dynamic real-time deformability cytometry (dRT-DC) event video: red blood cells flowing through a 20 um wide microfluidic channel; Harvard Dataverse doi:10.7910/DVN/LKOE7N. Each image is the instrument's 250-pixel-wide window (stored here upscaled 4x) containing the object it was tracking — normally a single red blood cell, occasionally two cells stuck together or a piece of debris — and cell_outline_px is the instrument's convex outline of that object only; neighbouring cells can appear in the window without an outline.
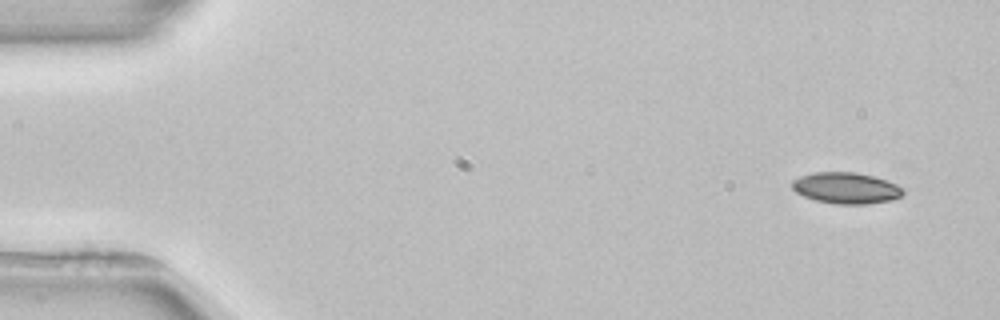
{"species": "common noctule bat (a hibernating species)", "species_latin": "Nyctalus noctula", "temperature_condition": "room temperature", "stored_images_in_passage": 4, "camera_frame_rate_fps": 3000, "um_per_image_px": 0.085, "animal": {"sex": "female", "body_mass_g": 22.7, "forearm_length_mm": 54.2}, "frame": {"image": 1, "passage_image": 1, "time_ms": 0.0, "image_size_px": [1000, 320], "cell_outline_px": [[904, 192], [900, 196], [892, 200], [868, 204], [836, 204], [816, 200], [804, 196], [796, 192], [792, 188], [792, 180], [800, 176], [816, 172], [856, 172], [872, 176], [896, 184], [904, 188]], "centroid_in_image_um": [71.92, 15.98], "position_along_channel_um": 13.1, "area_um2": 20.11}}
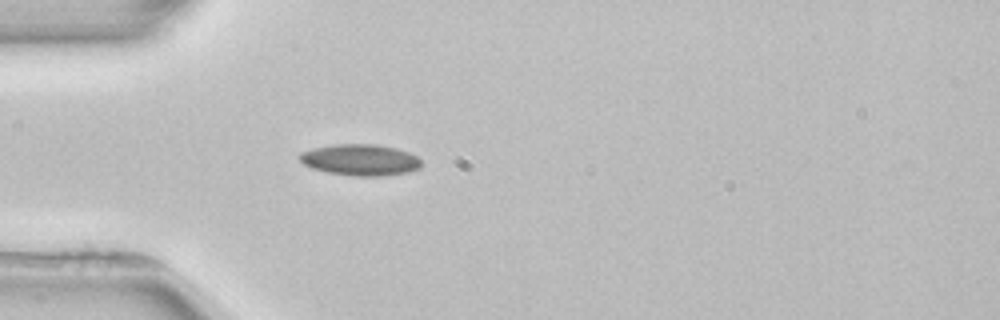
{"frame": {"image": 2, "passage_image": 4, "time_ms": 4.0, "image_size_px": [1000, 320], "cell_outline_px": [[420, 168], [408, 172], [384, 176], [352, 176], [328, 172], [312, 168], [304, 164], [296, 156], [300, 152], [312, 148], [336, 144], [376, 144], [396, 148], [408, 152], [416, 156], [420, 160]], "centroid_in_image_um": [30.6, 13.59], "position_along_channel_um": 54.4, "area_um2": 22.31}}